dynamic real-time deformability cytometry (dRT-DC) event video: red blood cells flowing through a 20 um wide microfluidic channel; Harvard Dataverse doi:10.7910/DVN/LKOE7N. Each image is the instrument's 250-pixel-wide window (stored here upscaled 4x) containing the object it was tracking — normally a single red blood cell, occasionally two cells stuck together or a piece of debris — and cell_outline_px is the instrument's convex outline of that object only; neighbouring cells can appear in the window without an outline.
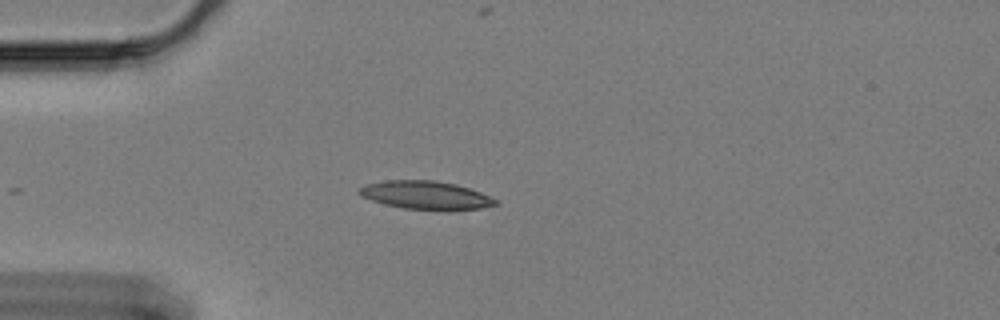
{"species": "Egyptian fruit bat (a non-hibernating species)", "species_latin": "Rousettus aegyptiacus", "temperature_condition": "cold", "stored_images_in_passage": 22, "camera_frame_rate_fps": 3000, "um_per_image_px": 0.085, "animal": {"sex": "female"}, "frame": {"image": 1, "passage_image": 1, "time_ms": 0.0, "image_size_px": [1000, 320], "cell_outline_px": [[500, 204], [480, 208], [404, 208], [384, 204], [360, 196], [356, 192], [356, 188], [364, 184], [384, 180], [432, 180], [456, 184], [480, 192], [500, 200]], "centroid_in_image_um": [36.11, 16.55], "position_along_channel_um": 48.9, "area_um2": 22.08}}
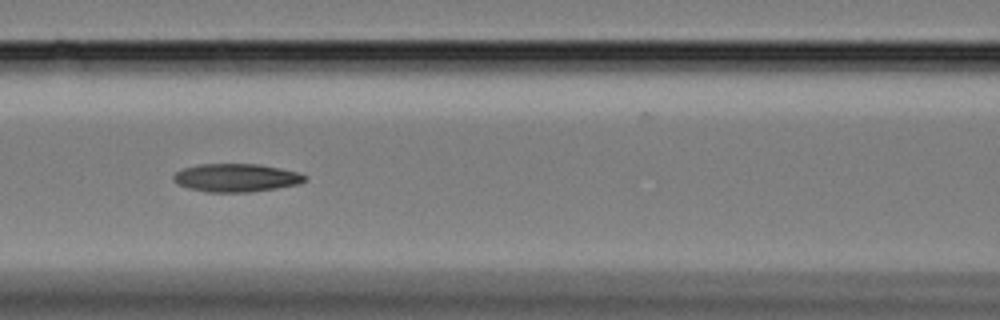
{"frame": {"image": 2, "passage_image": 11, "time_ms": 3.333, "image_size_px": [1000, 320], "cell_outline_px": [[308, 180], [296, 184], [276, 188], [248, 192], [208, 192], [188, 188], [176, 184], [172, 180], [172, 176], [176, 172], [184, 168], [200, 164], [260, 164], [280, 168], [296, 172], [308, 176]], "centroid_in_image_um": [20.05, 15.11], "position_along_channel_um": 146.6, "area_um2": 21.56}}
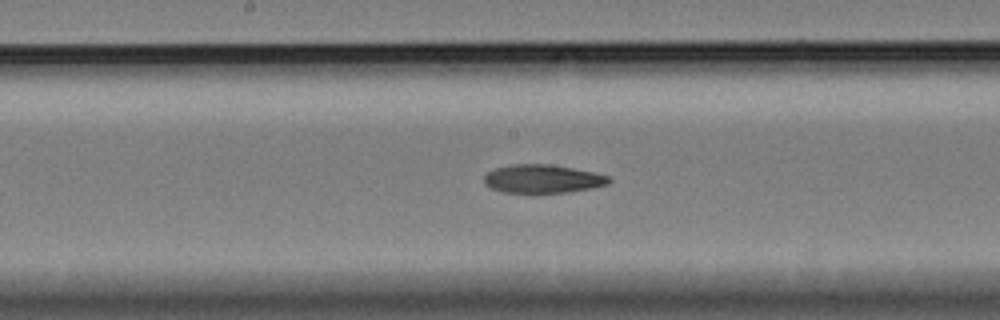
{"frame": {"image": 3, "passage_image": 16, "time_ms": 5.0, "image_size_px": [1000, 320], "cell_outline_px": [[612, 180], [608, 184], [592, 188], [568, 192], [532, 196], [504, 192], [492, 188], [484, 184], [484, 176], [488, 172], [496, 168], [512, 164], [548, 164], [572, 168], [592, 172], [608, 176]], "centroid_in_image_um": [46.09, 15.25], "position_along_channel_um": 202.1, "area_um2": 21.33}}